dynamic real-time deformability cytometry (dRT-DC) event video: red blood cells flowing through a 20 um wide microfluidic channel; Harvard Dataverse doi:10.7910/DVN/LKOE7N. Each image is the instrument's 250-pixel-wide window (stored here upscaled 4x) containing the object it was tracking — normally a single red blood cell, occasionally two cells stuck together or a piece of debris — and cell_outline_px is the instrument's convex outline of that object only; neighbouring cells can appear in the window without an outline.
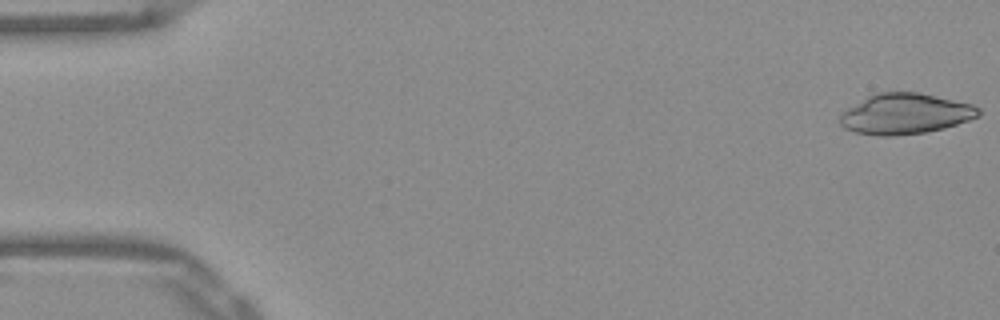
{"species": "Egyptian fruit bat (a non-hibernating species)", "species_latin": "Rousettus aegyptiacus", "temperature_condition": "warm", "stored_images_in_passage": 51, "camera_frame_rate_fps": 3000, "um_per_image_px": 0.085, "frame": {"image": 1, "passage_image": 1, "time_ms": 0.0, "image_size_px": [1000, 320], "cell_outline_px": [[980, 116], [944, 128], [924, 132], [896, 136], [876, 136], [856, 132], [844, 128], [840, 124], [840, 116], [848, 108], [868, 96], [880, 92], [916, 92], [972, 104], [980, 108]], "centroid_in_image_um": [76.94, 9.69], "position_along_channel_um": 8.1, "area_um2": 32.48}}
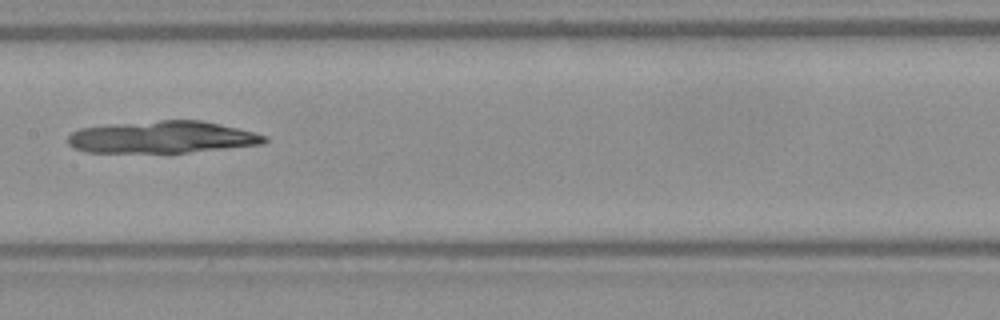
{"frame": {"image": 2, "passage_image": 26, "time_ms": 8.333, "image_size_px": [1000, 320], "cell_outline_px": [[268, 140], [264, 144], [188, 152], [84, 152], [72, 148], [68, 144], [68, 136], [72, 132], [80, 128], [112, 124], [160, 120], [200, 120], [220, 124], [268, 136]], "centroid_in_image_um": [13.77, 11.66], "position_along_channel_um": 193.6, "area_um2": 36.59}}
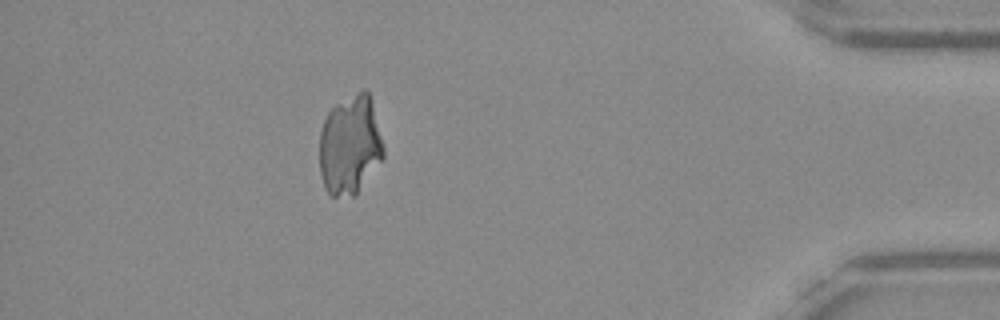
{"frame": {"image": 3, "passage_image": 46, "time_ms": 15.0, "image_size_px": [1000, 320], "cell_outline_px": [[384, 156], [356, 196], [332, 196], [324, 188], [320, 172], [320, 132], [324, 120], [328, 112], [336, 104], [364, 88], [368, 92], [372, 100], [384, 144]], "centroid_in_image_um": [29.76, 12.34], "position_along_channel_um": 405.4, "area_um2": 37.28}}